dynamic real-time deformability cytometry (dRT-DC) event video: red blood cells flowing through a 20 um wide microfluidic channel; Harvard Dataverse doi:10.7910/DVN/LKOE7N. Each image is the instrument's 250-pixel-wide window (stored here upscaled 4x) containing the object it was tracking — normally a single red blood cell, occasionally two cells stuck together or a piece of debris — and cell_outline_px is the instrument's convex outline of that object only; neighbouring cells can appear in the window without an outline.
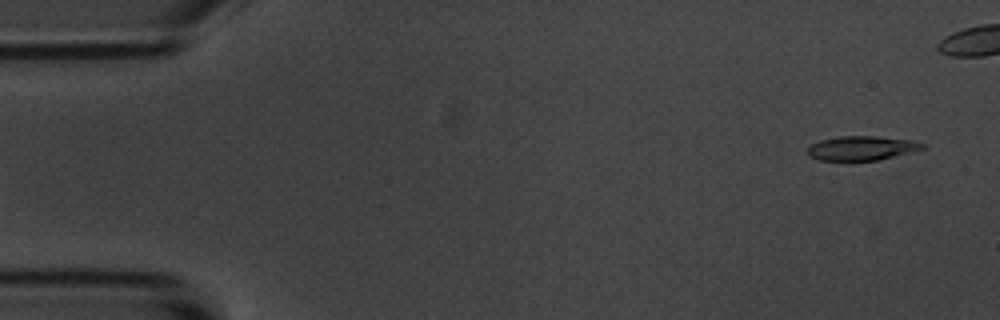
{"species": "common noctule bat (a hibernating species)", "species_latin": "Nyctalus noctula", "temperature_condition": "room temperature", "stored_images_in_passage": 48, "camera_frame_rate_fps": 3000, "um_per_image_px": 0.085, "animal": {"sex": "male", "body_mass_g": 20.1, "forearm_length_mm": 53.5}, "frame": {"image": 1, "passage_image": 3, "time_ms": 0.667, "image_size_px": [1000, 320], "cell_outline_px": [[928, 148], [880, 160], [820, 160], [808, 156], [808, 148], [812, 144], [820, 140], [840, 136], [876, 136], [912, 140], [924, 144]], "centroid_in_image_um": [73.29, 12.59], "position_along_channel_um": 11.7, "area_um2": 16.3}}
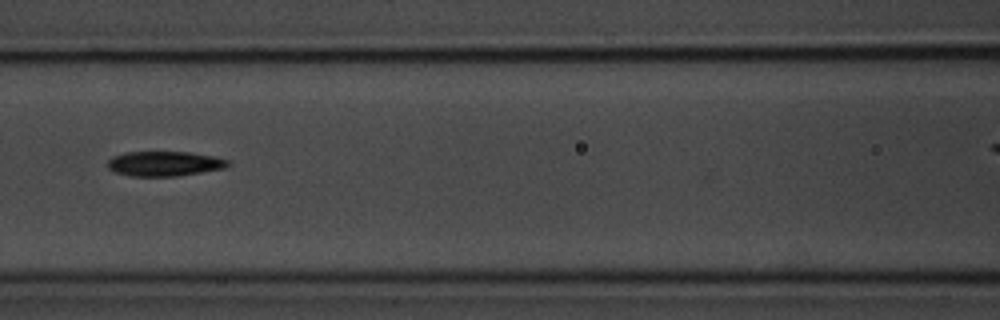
{"frame": {"image": 2, "passage_image": 24, "time_ms": 7.667, "image_size_px": [1000, 320], "cell_outline_px": [[232, 164], [224, 168], [176, 176], [132, 176], [116, 172], [108, 168], [108, 160], [112, 156], [124, 152], [188, 152], [212, 156], [228, 160]], "centroid_in_image_um": [13.96, 13.9], "position_along_channel_um": 152.6, "area_um2": 17.28}}
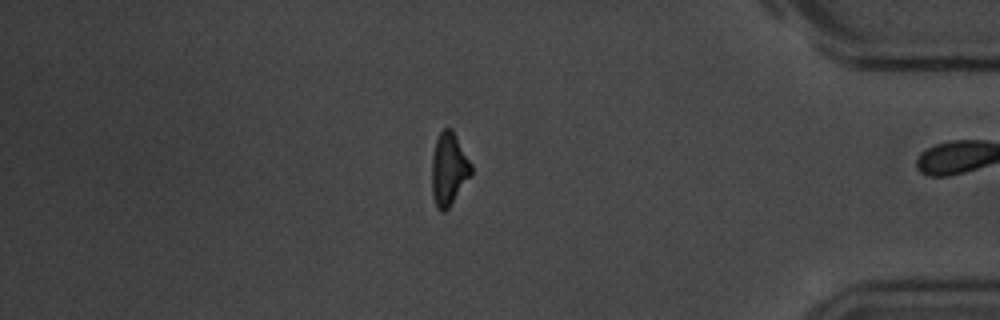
{"frame": {"image": 3, "passage_image": 47, "time_ms": 15.333, "image_size_px": [1000, 320], "cell_outline_px": [[472, 176], [448, 208], [444, 212], [440, 212], [436, 208], [432, 196], [432, 156], [436, 140], [440, 132], [444, 128], [452, 128], [472, 164]], "centroid_in_image_um": [38.16, 14.39], "position_along_channel_um": 397.0, "area_um2": 16.94}, "authors_computed_cell_mechanics": {"area_um2": 17.3689, "velocity_mm_per_s": 3.6349, "shape_relaxation_time_tau1_ms": 3.155, "shape_relaxation_time_tau2_ms": 6.8804, "deformation_change_tau1": 0.1557, "deformation_change_tau2": 0.1672}}